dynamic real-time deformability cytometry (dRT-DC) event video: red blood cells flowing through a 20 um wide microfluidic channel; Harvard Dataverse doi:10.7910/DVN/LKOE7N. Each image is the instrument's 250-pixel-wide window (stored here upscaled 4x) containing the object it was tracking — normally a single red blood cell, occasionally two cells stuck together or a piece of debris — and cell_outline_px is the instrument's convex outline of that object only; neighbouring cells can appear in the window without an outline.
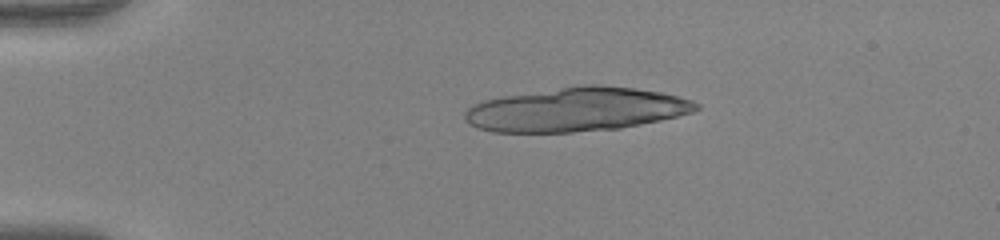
{"species": "human", "species_latin": "Homo sapiens", "temperature_condition": "warm", "stored_images_in_passage": 10, "camera_frame_rate_fps": 3000, "um_per_image_px": 0.085, "donor": {"sex": "female"}, "frame": {"image": 1, "passage_image": 1, "time_ms": 0.0, "image_size_px": [1000, 240], "cell_outline_px": [[700, 108], [692, 112], [660, 120], [620, 128], [572, 132], [492, 132], [476, 128], [464, 116], [464, 112], [472, 104], [484, 100], [504, 96], [584, 84], [596, 84], [632, 88], [660, 92], [692, 100], [700, 104]], "centroid_in_image_um": [48.98, 9.31], "position_along_channel_um": 36.0, "area_um2": 58.78}}